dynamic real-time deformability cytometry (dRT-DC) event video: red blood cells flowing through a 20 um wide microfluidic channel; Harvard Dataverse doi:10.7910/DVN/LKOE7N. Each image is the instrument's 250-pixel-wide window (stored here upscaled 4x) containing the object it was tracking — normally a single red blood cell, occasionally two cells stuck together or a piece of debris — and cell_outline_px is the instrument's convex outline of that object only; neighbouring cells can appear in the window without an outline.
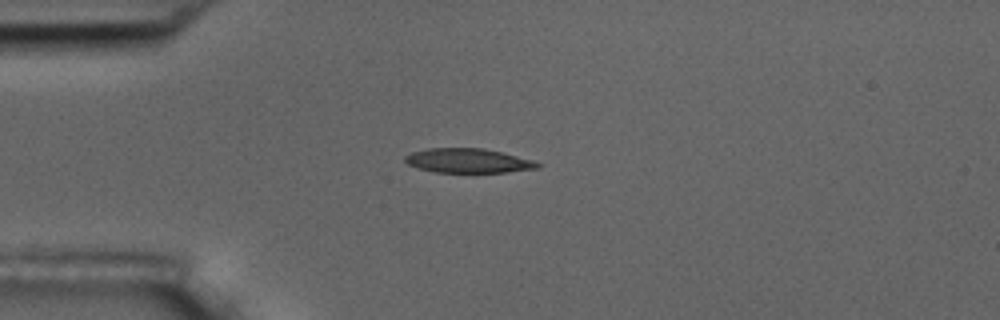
{"species": "common noctule bat (a hibernating species)", "species_latin": "Nyctalus noctula", "temperature_condition": "room temperature", "stored_images_in_passage": 5, "camera_frame_rate_fps": 3000, "um_per_image_px": 0.085, "animal": {"sex": "male", "body_mass_g": 17.5, "forearm_length_mm": 52.3}, "frame": {"image": 1, "passage_image": 4, "time_ms": 3.333, "image_size_px": [1000, 320], "cell_outline_px": [[540, 168], [508, 172], [436, 172], [420, 168], [408, 164], [404, 160], [404, 156], [412, 152], [428, 148], [484, 148], [532, 160], [540, 164]], "centroid_in_image_um": [39.78, 13.66], "position_along_channel_um": 45.2, "area_um2": 18.61}}